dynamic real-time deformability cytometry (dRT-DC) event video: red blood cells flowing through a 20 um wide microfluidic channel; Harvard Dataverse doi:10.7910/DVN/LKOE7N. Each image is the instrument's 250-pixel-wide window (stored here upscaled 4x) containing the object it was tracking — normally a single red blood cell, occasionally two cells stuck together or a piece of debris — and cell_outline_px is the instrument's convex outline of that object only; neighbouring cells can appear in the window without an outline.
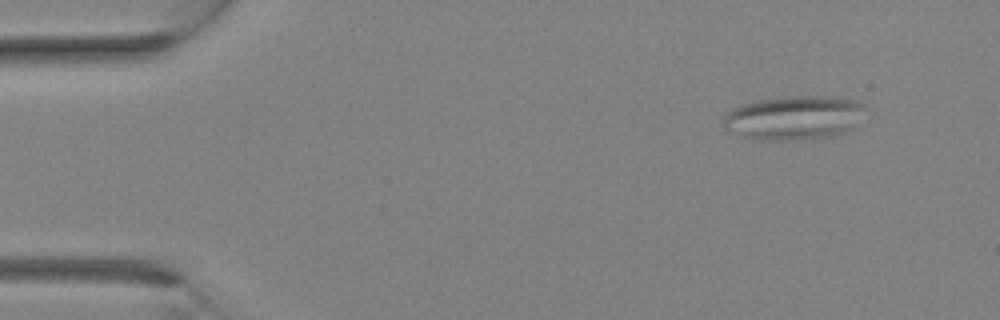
{"species": "Egyptian fruit bat (a non-hibernating species)", "species_latin": "Rousettus aegyptiacus", "temperature_condition": "room temperature", "stored_images_in_passage": 3, "camera_frame_rate_fps": 3000, "um_per_image_px": 0.085, "animal": {"sex": "female"}, "frame": {"image": 1, "passage_image": 1, "time_ms": 0.0, "image_size_px": [1000, 320], "cell_outline_px": [[864, 108], [856, 128], [844, 132], [824, 136], [792, 140], [764, 140], [744, 136], [724, 128], [724, 116], [732, 108], [744, 104], [760, 100], [792, 96], [816, 96], [860, 100], [864, 104]], "centroid_in_image_um": [67.52, 10.0], "position_along_channel_um": 17.5, "area_um2": 35.84}}
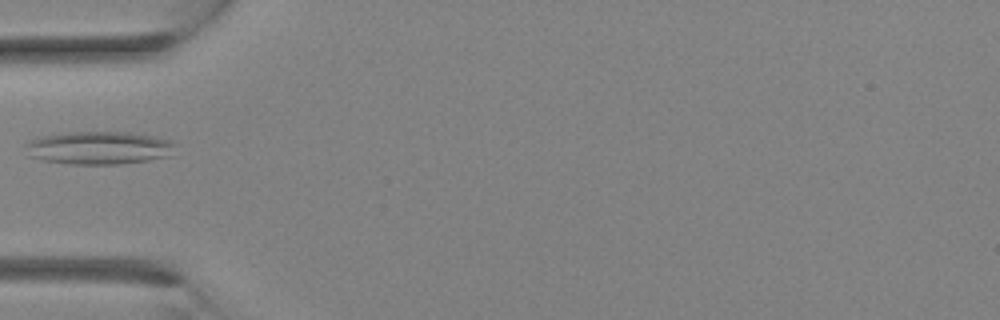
{"frame": {"image": 2, "passage_image": 3, "time_ms": 2.333, "image_size_px": [1000, 320], "cell_outline_px": [[176, 144], [168, 156], [148, 160], [120, 164], [68, 164], [44, 160], [28, 156], [24, 144], [28, 140], [44, 136], [64, 132], [128, 132], [156, 136], [172, 140]], "centroid_in_image_um": [8.39, 12.56], "position_along_channel_um": 76.6, "area_um2": 28.96}}